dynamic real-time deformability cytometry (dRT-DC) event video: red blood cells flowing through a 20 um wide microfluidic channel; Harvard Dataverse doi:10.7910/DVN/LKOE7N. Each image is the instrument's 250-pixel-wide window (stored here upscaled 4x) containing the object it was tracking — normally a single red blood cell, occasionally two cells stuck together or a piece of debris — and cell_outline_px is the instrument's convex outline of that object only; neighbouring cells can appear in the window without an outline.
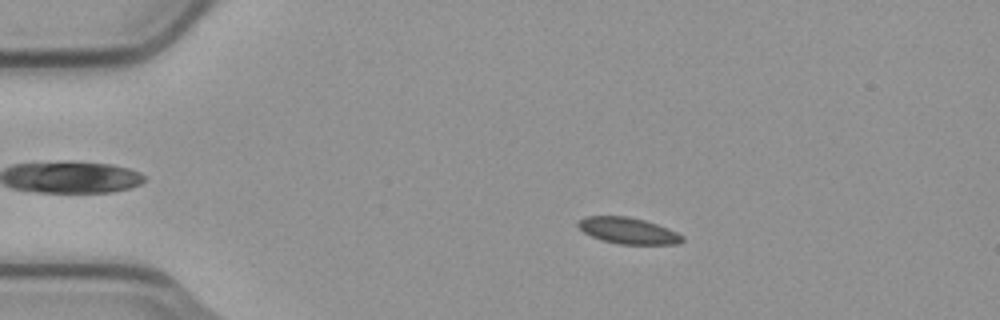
{"species": "common noctule bat (a hibernating species)", "species_latin": "Nyctalus noctula", "temperature_condition": "cold", "stored_images_in_passage": 55, "camera_frame_rate_fps": 3000, "um_per_image_px": 0.085, "animal": {"sex": "male", "body_mass_g": 23.1, "forearm_length_mm": 52.7}, "frame": {"image": 1, "passage_image": 11, "time_ms": 3.333, "image_size_px": [1000, 320], "cell_outline_px": [[684, 240], [680, 244], [620, 244], [604, 240], [592, 236], [584, 232], [576, 224], [580, 220], [588, 216], [628, 216], [644, 220], [668, 228], [684, 236]], "centroid_in_image_um": [53.43, 19.61], "position_along_channel_um": 31.6, "area_um2": 15.78}}
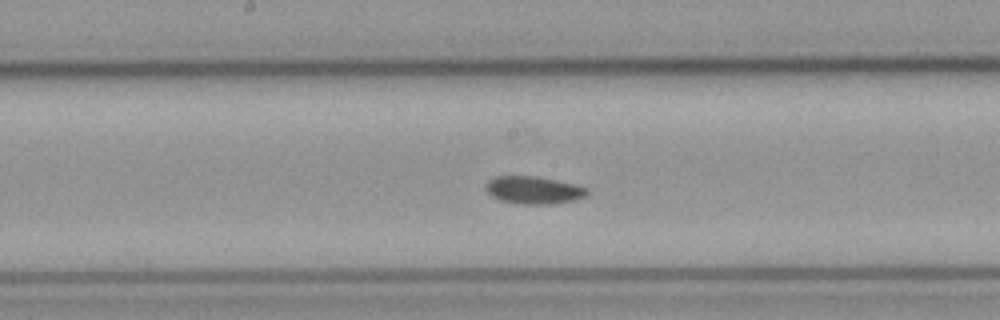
{"frame": {"image": 2, "passage_image": 29, "time_ms": 9.333, "image_size_px": [1000, 320], "cell_outline_px": [[588, 196], [576, 200], [552, 204], [516, 204], [500, 200], [492, 196], [484, 188], [484, 184], [488, 180], [496, 176], [536, 176], [572, 184], [588, 188]], "centroid_in_image_um": [45.34, 16.17], "position_along_channel_um": 202.9, "area_um2": 16.42}}
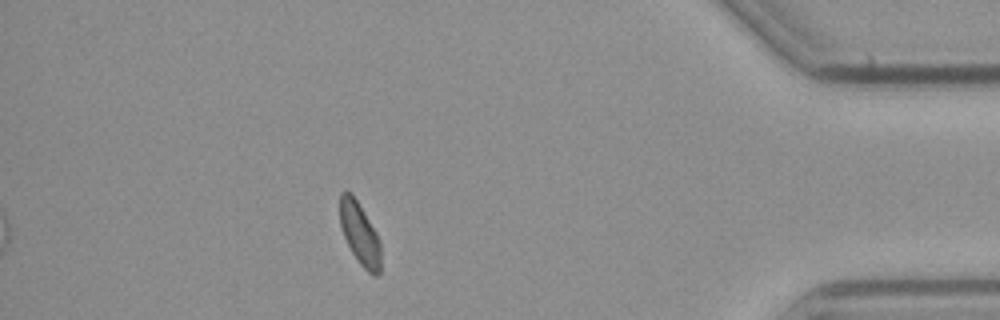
{"frame": {"image": 3, "passage_image": 49, "time_ms": 16.0, "image_size_px": [1000, 320], "cell_outline_px": [[380, 272], [376, 276], [372, 276], [360, 264], [352, 252], [344, 236], [340, 224], [340, 192], [352, 192], [376, 232], [380, 240]], "centroid_in_image_um": [30.59, 19.87], "position_along_channel_um": 404.6, "area_um2": 14.74}, "authors_computed_cell_mechanics": {"area_um2": 15.7794, "velocity_mm_per_s": 3.7378, "shape_relaxation_time_tau1_ms": 2.9927, "shape_relaxation_time_tau2_ms": 6.3667, "deformation_change_tau1": 0.0625, "deformation_change_tau2": 0.0757}}